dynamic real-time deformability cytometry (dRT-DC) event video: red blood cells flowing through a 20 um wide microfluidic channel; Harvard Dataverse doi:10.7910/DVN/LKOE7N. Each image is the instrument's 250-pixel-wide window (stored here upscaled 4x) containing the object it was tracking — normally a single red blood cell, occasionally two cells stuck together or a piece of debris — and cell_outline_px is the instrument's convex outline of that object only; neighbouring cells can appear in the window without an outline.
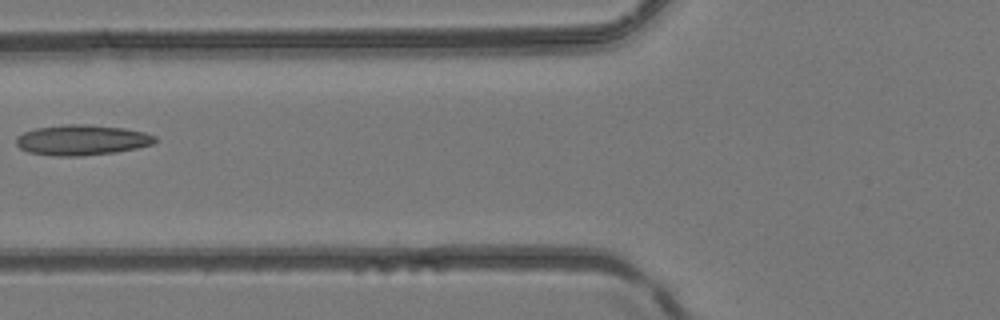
{"species": "common noctule bat (a hibernating species)", "species_latin": "Nyctalus noctula", "temperature_condition": "room temperature", "stored_images_in_passage": 5, "camera_frame_rate_fps": 3000, "um_per_image_px": 0.085, "animal": {"sex": "female", "body_mass_g": 24.6, "forearm_length_mm": 56.2}, "frame": {"image": 1, "passage_image": 5, "time_ms": 1.333, "image_size_px": [1000, 320], "cell_outline_px": [[156, 140], [152, 144], [136, 148], [116, 152], [80, 156], [52, 156], [28, 152], [20, 148], [16, 144], [16, 136], [24, 132], [36, 128], [64, 124], [88, 124], [124, 128], [144, 132], [156, 136]], "centroid_in_image_um": [6.93, 11.9], "position_along_channel_um": 118.9, "area_um2": 24.68}}